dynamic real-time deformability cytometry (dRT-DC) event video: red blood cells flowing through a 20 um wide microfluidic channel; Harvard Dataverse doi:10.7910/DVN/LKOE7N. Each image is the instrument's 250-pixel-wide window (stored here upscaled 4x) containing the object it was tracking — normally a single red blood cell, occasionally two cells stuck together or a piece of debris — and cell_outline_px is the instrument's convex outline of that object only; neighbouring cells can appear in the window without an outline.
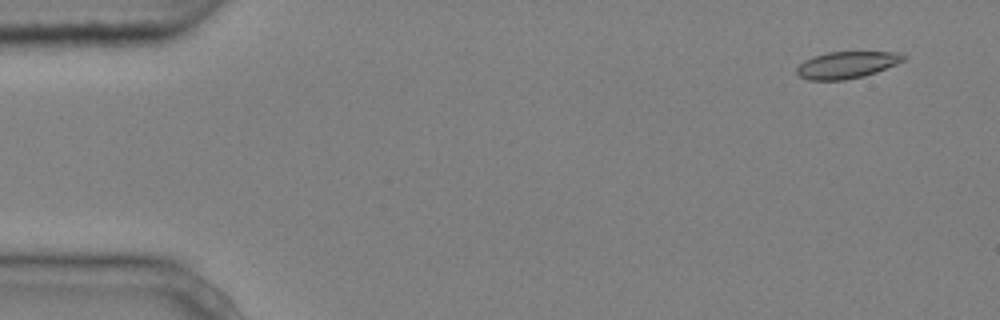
{"species": "common noctule bat (a hibernating species)", "species_latin": "Nyctalus noctula", "temperature_condition": "cold", "stored_images_in_passage": 5, "camera_frame_rate_fps": 3000, "um_per_image_px": 0.085, "animal": {"sex": "male", "body_mass_g": 20.4}, "frame": {"image": 1, "passage_image": 2, "time_ms": 0.333, "image_size_px": [1000, 320], "cell_outline_px": [[908, 56], [904, 60], [896, 64], [876, 72], [864, 76], [844, 80], [808, 80], [800, 76], [796, 72], [796, 68], [804, 60], [812, 56], [828, 52], [900, 52]], "centroid_in_image_um": [71.97, 5.51], "position_along_channel_um": 13.0, "area_um2": 16.76}}